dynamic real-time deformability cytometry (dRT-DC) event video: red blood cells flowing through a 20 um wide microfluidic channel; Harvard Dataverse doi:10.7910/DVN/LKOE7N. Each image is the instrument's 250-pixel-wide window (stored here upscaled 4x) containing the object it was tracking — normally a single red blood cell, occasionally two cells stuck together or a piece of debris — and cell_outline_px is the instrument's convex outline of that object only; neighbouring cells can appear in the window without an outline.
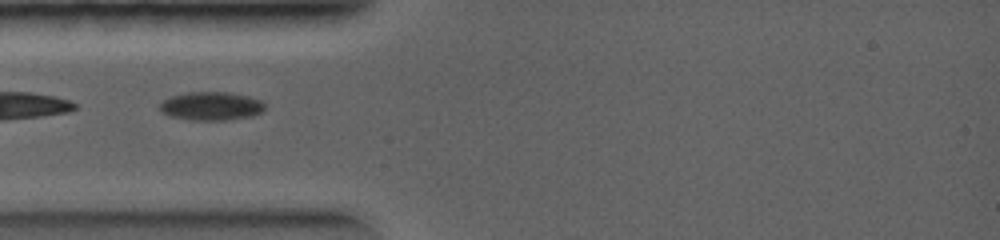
{"species": "common noctule bat (a hibernating species)", "species_latin": "Nyctalus noctula", "temperature_condition": "warm", "stored_images_in_passage": 1, "camera_frame_rate_fps": 5000, "um_per_image_px": 0.085, "animal": {"sex": "female", "body_mass_g": 19.0, "forearm_length_mm": 56.7}, "frame": {"image": 1, "passage_image": 1, "time_ms": 0.0, "image_size_px": [1000, 240], "cell_outline_px": [[264, 112], [252, 116], [224, 120], [188, 120], [172, 116], [160, 112], [160, 104], [164, 100], [172, 96], [188, 92], [224, 92], [248, 96], [260, 100], [264, 104]], "centroid_in_image_um": [17.96, 9.02], "position_along_channel_um": 67.0, "area_um2": 17.34}}